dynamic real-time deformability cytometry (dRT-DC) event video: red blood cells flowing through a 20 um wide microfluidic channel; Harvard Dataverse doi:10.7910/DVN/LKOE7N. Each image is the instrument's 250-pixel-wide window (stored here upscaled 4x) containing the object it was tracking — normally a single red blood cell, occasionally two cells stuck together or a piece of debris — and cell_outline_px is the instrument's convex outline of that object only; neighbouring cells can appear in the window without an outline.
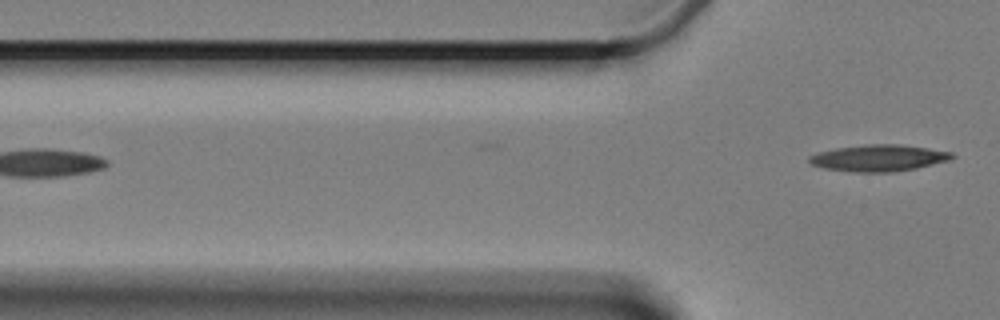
{"species": "Egyptian fruit bat (a non-hibernating species)", "species_latin": "Rousettus aegyptiacus", "temperature_condition": "cold", "stored_images_in_passage": 5, "camera_frame_rate_fps": 3000, "um_per_image_px": 0.085, "animal": {"sex": "female"}, "frame": {"image": 1, "passage_image": 5, "time_ms": 5.667, "image_size_px": [1000, 320], "cell_outline_px": [[956, 156], [952, 160], [916, 168], [892, 172], [856, 172], [824, 168], [812, 164], [808, 160], [808, 156], [820, 152], [836, 148], [868, 144], [900, 144], [928, 148], [952, 152]], "centroid_in_image_um": [74.74, 13.43], "position_along_channel_um": 51.1, "area_um2": 22.08}}